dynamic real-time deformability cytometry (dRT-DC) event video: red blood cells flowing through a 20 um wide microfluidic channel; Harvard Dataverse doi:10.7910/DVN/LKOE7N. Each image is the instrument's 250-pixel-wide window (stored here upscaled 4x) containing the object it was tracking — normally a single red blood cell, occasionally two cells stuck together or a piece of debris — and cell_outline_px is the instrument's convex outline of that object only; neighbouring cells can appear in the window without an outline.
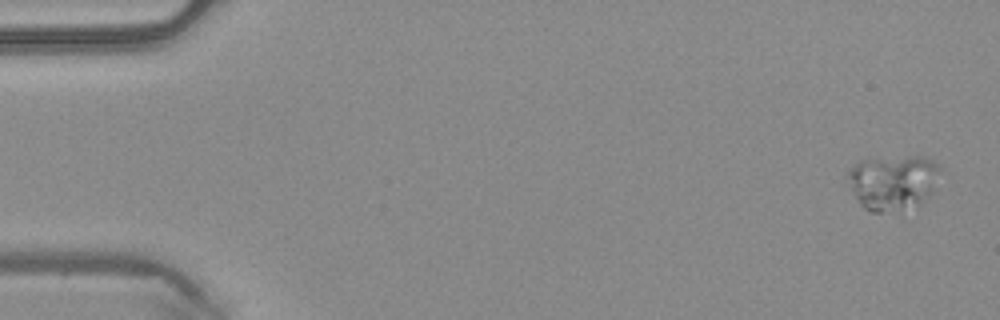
{"species": "common noctule bat (a hibernating species)", "species_latin": "Nyctalus noctula", "temperature_condition": "warm", "stored_images_in_passage": 5, "camera_frame_rate_fps": 3000, "um_per_image_px": 0.085, "animal": {"sex": "male", "body_mass_g": 20.4}, "frame": {"image": 1, "passage_image": 1, "time_ms": 0.0, "image_size_px": [1000, 320], "cell_outline_px": [[940, 168], [932, 192], [920, 204], [880, 212], [872, 212], [864, 208], [860, 204], [844, 180], [848, 172], [860, 160], [912, 156], [920, 156], [932, 160], [940, 164]], "centroid_in_image_um": [75.86, 15.47], "position_along_channel_um": 9.1, "area_um2": 29.3}}